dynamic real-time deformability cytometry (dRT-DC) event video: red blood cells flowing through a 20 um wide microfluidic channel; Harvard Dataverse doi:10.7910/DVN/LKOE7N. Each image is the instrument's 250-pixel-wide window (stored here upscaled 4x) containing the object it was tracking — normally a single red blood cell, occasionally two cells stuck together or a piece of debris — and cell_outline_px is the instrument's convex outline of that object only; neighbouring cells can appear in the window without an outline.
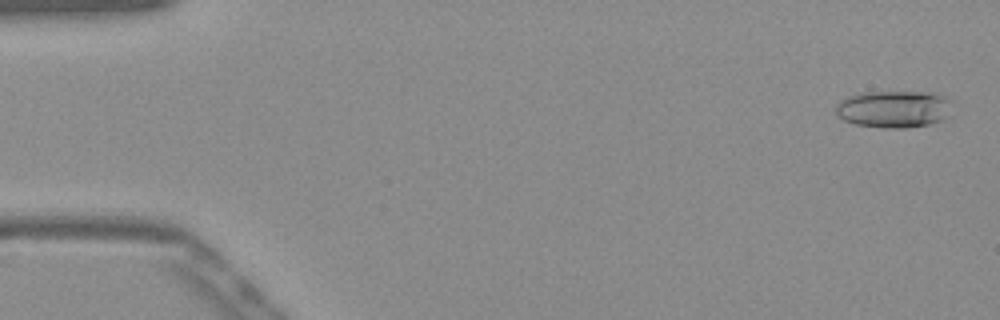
{"species": "Egyptian fruit bat (a non-hibernating species)", "species_latin": "Rousettus aegyptiacus", "temperature_condition": "warm", "stored_images_in_passage": 52, "camera_frame_rate_fps": 3000, "um_per_image_px": 0.085, "frame": {"image": 1, "passage_image": 2, "time_ms": 0.333, "image_size_px": [1000, 320], "cell_outline_px": [[952, 100], [944, 116], [940, 120], [928, 124], [904, 128], [880, 128], [856, 124], [844, 120], [836, 116], [836, 104], [840, 100], [848, 96], [864, 92], [936, 92]], "centroid_in_image_um": [75.91, 9.26], "position_along_channel_um": 9.1, "area_um2": 25.09}}
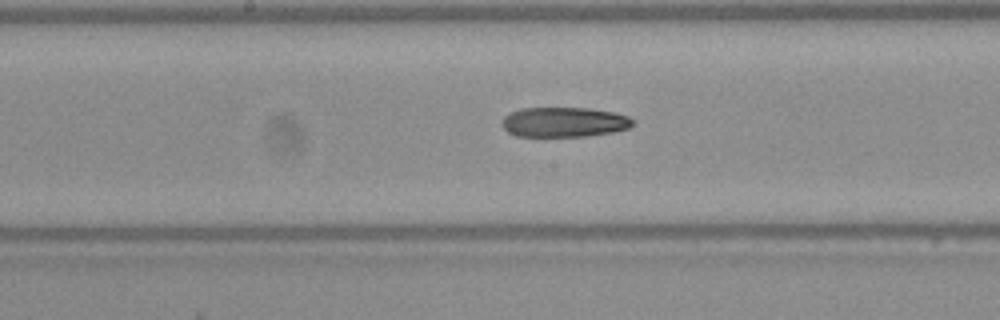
{"frame": {"image": 2, "passage_image": 27, "time_ms": 8.667, "image_size_px": [1000, 320], "cell_outline_px": [[636, 124], [628, 128], [612, 132], [588, 136], [516, 136], [508, 132], [500, 124], [504, 116], [520, 108], [592, 108], [616, 112], [628, 116]], "centroid_in_image_um": [47.96, 10.37], "position_along_channel_um": 200.2, "area_um2": 22.95}}
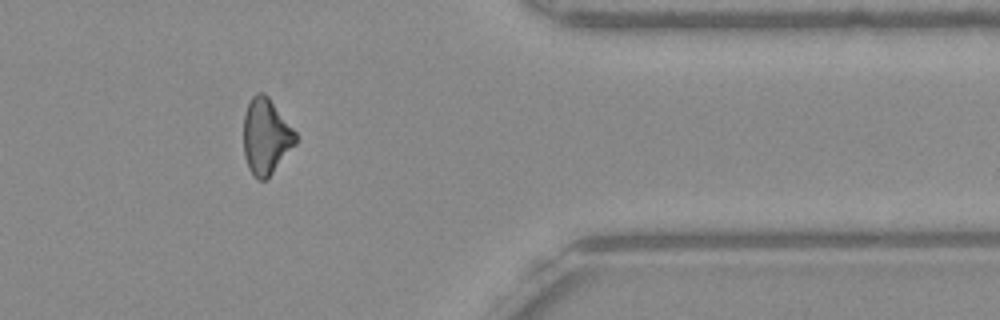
{"frame": {"image": 3, "passage_image": 43, "time_ms": 14.0, "image_size_px": [1000, 320], "cell_outline_px": [[296, 144], [272, 172], [264, 180], [256, 180], [248, 168], [244, 156], [244, 112], [248, 100], [256, 92], [264, 92], [268, 96], [296, 132]], "centroid_in_image_um": [22.58, 11.56], "position_along_channel_um": 388.8, "area_um2": 23.0}}